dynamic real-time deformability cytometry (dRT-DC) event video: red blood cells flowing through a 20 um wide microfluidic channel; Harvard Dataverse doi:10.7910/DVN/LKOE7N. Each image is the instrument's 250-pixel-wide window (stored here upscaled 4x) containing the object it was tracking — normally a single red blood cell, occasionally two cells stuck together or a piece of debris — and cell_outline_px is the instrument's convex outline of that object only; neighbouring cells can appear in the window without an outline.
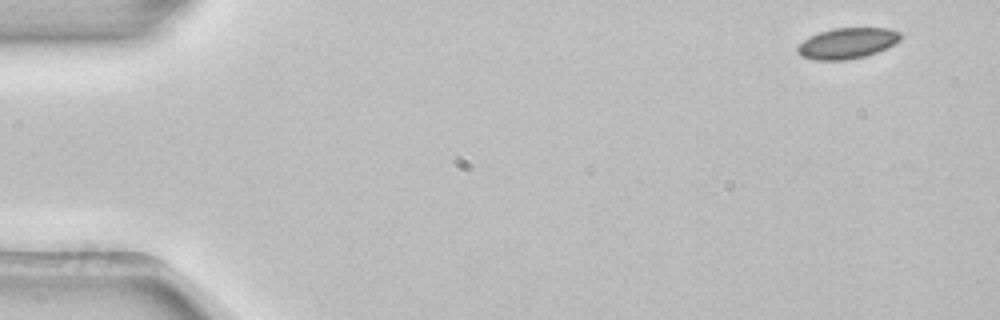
{"species": "common noctule bat (a hibernating species)", "species_latin": "Nyctalus noctula", "temperature_condition": "room temperature", "stored_images_in_passage": 4, "camera_frame_rate_fps": 3000, "um_per_image_px": 0.085, "animal": {"sex": "female", "body_mass_g": 22.7, "forearm_length_mm": 54.2}, "frame": {"image": 1, "passage_image": 1, "time_ms": 0.0, "image_size_px": [1000, 320], "cell_outline_px": [[900, 40], [888, 48], [864, 56], [844, 60], [816, 60], [800, 56], [796, 48], [804, 40], [820, 32], [832, 28], [888, 28], [900, 32]], "centroid_in_image_um": [72.02, 3.67], "position_along_channel_um": 13.0, "area_um2": 18.32}}
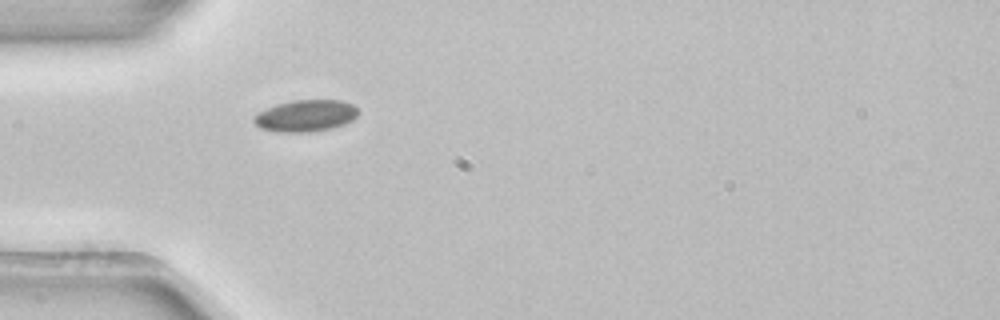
{"frame": {"image": 2, "passage_image": 4, "time_ms": 1.0, "image_size_px": [1000, 320], "cell_outline_px": [[360, 112], [352, 120], [344, 124], [332, 128], [308, 132], [276, 132], [260, 128], [252, 120], [252, 116], [276, 104], [292, 100], [340, 100], [352, 104]], "centroid_in_image_um": [25.97, 9.84], "position_along_channel_um": 59.0, "area_um2": 19.31}}